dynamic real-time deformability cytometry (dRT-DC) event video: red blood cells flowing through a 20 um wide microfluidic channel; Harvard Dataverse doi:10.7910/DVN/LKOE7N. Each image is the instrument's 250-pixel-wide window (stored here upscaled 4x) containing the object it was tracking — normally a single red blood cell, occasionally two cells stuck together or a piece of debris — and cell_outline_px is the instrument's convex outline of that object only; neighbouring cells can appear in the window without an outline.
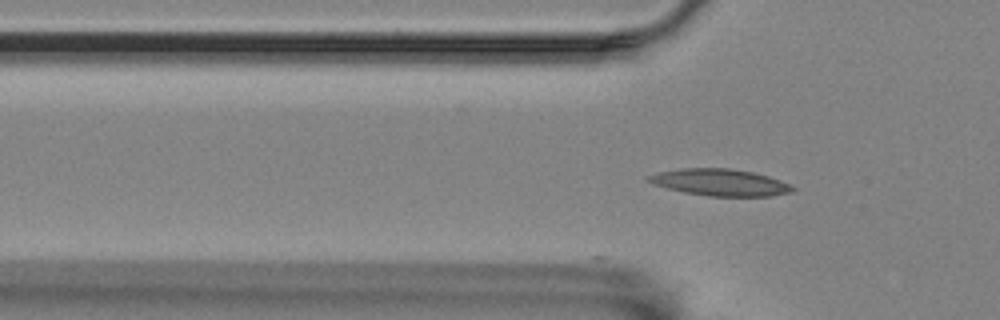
{"species": "Egyptian fruit bat (a non-hibernating species)", "species_latin": "Rousettus aegyptiacus", "temperature_condition": "room temperature", "stored_images_in_passage": 7, "camera_frame_rate_fps": 3000, "um_per_image_px": 0.085, "animal": {"sex": "female"}, "frame": {"image": 1, "passage_image": 7, "time_ms": 2.0, "image_size_px": [1000, 320], "cell_outline_px": [[796, 188], [792, 192], [772, 196], [708, 196], [684, 192], [652, 184], [644, 180], [648, 176], [660, 172], [680, 168], [728, 168], [752, 172], [768, 176], [780, 180]], "centroid_in_image_um": [61.19, 15.5], "position_along_channel_um": 64.6, "area_um2": 22.43}}